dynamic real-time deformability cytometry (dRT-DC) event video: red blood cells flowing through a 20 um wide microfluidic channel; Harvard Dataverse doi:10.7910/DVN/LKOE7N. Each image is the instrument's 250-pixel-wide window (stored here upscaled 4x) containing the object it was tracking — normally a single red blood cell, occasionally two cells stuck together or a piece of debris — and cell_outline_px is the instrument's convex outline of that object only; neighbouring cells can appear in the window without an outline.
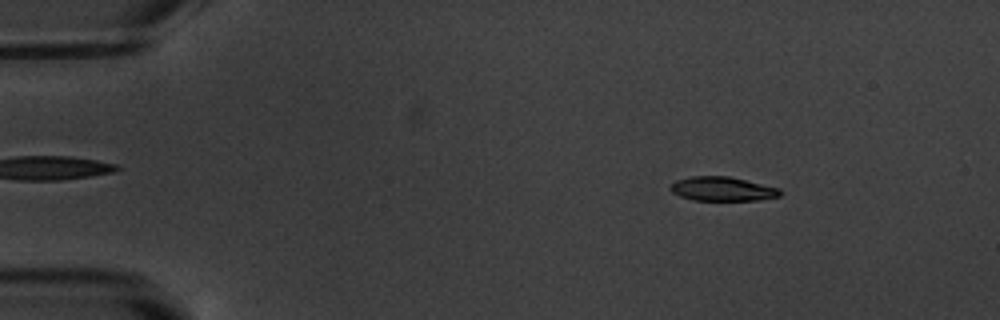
{"species": "common noctule bat (a hibernating species)", "species_latin": "Nyctalus noctula", "temperature_condition": "warm", "stored_images_in_passage": 7, "camera_frame_rate_fps": 3000, "um_per_image_px": 0.085, "animal": {"sex": "male", "body_mass_g": 20.1, "forearm_length_mm": 53.5}, "frame": {"image": 1, "passage_image": 2, "time_ms": 1.333, "image_size_px": [1000, 320], "cell_outline_px": [[784, 192], [780, 196], [756, 200], [692, 200], [680, 196], [672, 192], [668, 188], [676, 180], [692, 176], [728, 176], [780, 188]], "centroid_in_image_um": [61.41, 16.06], "position_along_channel_um": 23.6, "area_um2": 15.43}}